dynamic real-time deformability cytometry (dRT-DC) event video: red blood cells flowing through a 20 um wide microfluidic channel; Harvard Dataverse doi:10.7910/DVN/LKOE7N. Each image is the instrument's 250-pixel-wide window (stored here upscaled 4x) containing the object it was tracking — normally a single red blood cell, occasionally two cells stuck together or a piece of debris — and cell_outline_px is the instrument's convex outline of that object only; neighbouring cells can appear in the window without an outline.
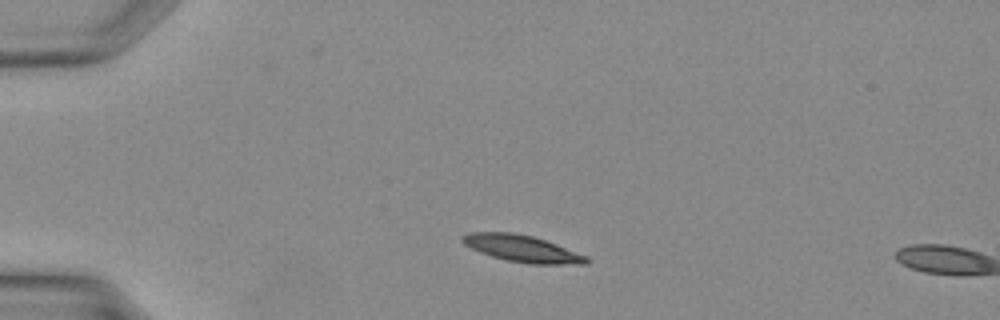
{"species": "Egyptian fruit bat (a non-hibernating species)", "species_latin": "Rousettus aegyptiacus", "temperature_condition": "warm", "stored_images_in_passage": 8, "camera_frame_rate_fps": 3000, "um_per_image_px": 0.085, "animal": {"sex": "female"}, "frame": {"image": 1, "passage_image": 6, "time_ms": 1.667, "image_size_px": [1000, 320], "cell_outline_px": [[588, 264], [528, 264], [508, 260], [492, 256], [480, 252], [464, 244], [460, 240], [460, 236], [468, 232], [512, 232], [532, 236], [556, 244], [588, 256]], "centroid_in_image_um": [44.36, 21.12], "position_along_channel_um": 40.6, "area_um2": 19.31}}